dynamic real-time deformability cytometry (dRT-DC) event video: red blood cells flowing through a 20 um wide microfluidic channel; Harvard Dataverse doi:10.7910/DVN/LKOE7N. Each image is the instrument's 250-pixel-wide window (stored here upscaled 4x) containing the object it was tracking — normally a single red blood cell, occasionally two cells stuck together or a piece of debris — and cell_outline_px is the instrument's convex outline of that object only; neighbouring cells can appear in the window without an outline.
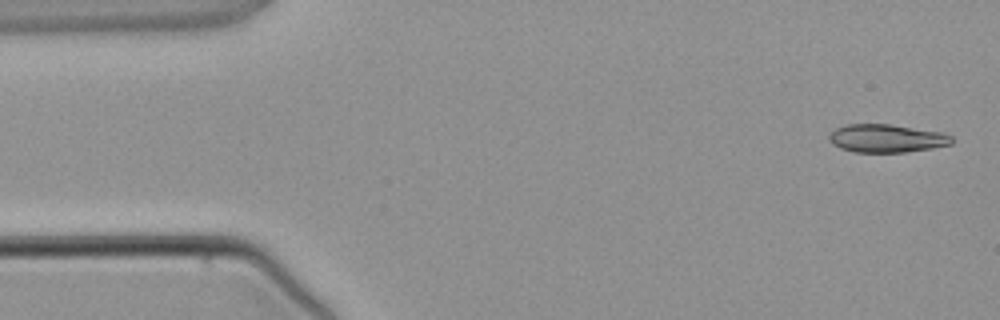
{"species": "common noctule bat (a hibernating species)", "species_latin": "Nyctalus noctula", "temperature_condition": "warm", "stored_images_in_passage": 5, "camera_frame_rate_fps": 3000, "um_per_image_px": 0.085, "animal": {"sex": "male", "body_mass_g": 21.5, "forearm_length_mm": 52.0}, "frame": {"image": 1, "passage_image": 1, "time_ms": 0.0, "image_size_px": [1000, 320], "cell_outline_px": [[952, 144], [932, 148], [904, 152], [856, 152], [840, 148], [832, 144], [828, 140], [828, 136], [836, 128], [848, 124], [888, 124], [944, 132], [952, 136]], "centroid_in_image_um": [75.36, 11.76], "position_along_channel_um": 9.6, "area_um2": 20.11}}
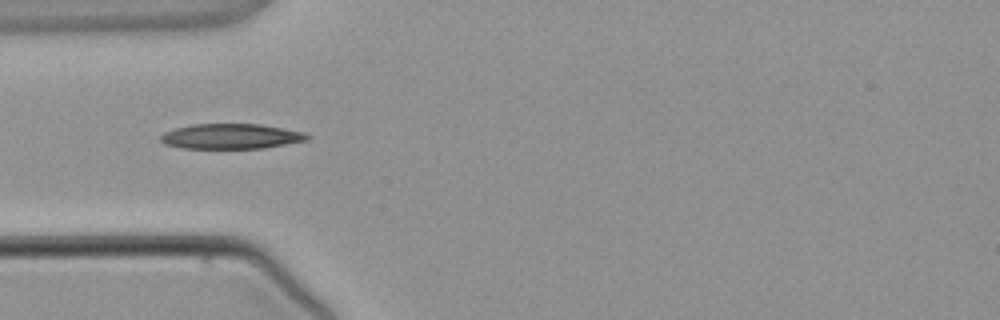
{"frame": {"image": 2, "passage_image": 4, "time_ms": 3.667, "image_size_px": [1000, 320], "cell_outline_px": [[312, 136], [308, 140], [264, 148], [180, 148], [164, 144], [160, 140], [160, 136], [164, 132], [176, 128], [192, 124], [260, 124], [304, 132]], "centroid_in_image_um": [19.64, 11.59], "position_along_channel_um": 65.4, "area_um2": 21.5}}
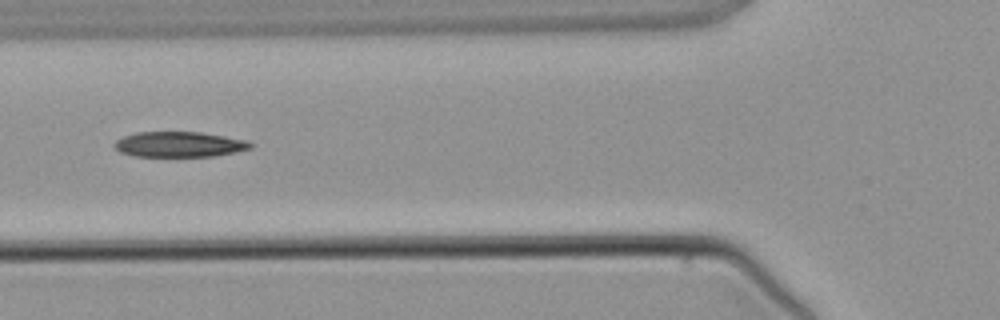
{"frame": {"image": 3, "passage_image": 5, "time_ms": 4.667, "image_size_px": [1000, 320], "cell_outline_px": [[256, 144], [252, 148], [236, 152], [212, 156], [132, 156], [120, 152], [112, 144], [116, 140], [124, 136], [136, 132], [200, 132], [248, 140]], "centroid_in_image_um": [15.26, 12.27], "position_along_channel_um": 110.5, "area_um2": 20.23}}